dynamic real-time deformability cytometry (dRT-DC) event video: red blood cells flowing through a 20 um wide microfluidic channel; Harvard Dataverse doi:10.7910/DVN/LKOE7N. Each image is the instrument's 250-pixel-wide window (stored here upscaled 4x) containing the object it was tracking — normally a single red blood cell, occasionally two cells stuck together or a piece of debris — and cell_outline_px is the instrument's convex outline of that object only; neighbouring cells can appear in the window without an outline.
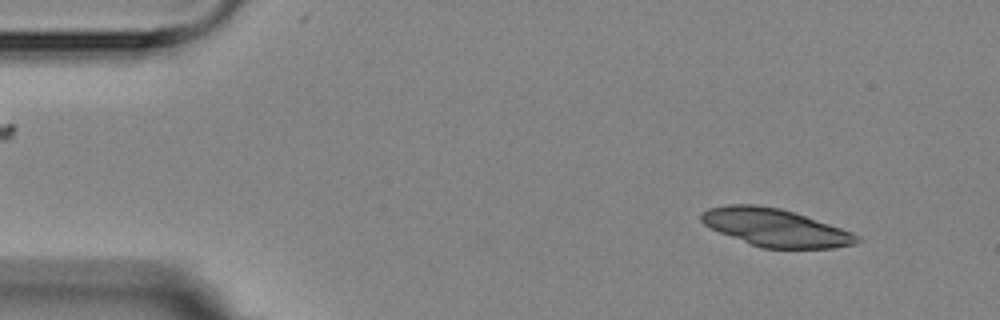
{"species": "Egyptian fruit bat (a non-hibernating species)", "species_latin": "Rousettus aegyptiacus", "temperature_condition": "room temperature", "stored_images_in_passage": 4, "camera_frame_rate_fps": 3000, "um_per_image_px": 0.085, "animal": {"sex": "female"}, "frame": {"image": 1, "passage_image": 1, "time_ms": 0.0, "image_size_px": [1000, 320], "cell_outline_px": [[860, 240], [856, 244], [832, 248], [760, 248], [720, 232], [704, 224], [700, 220], [700, 216], [708, 208], [728, 204], [756, 204], [780, 208], [852, 232]], "centroid_in_image_um": [65.87, 19.34], "position_along_channel_um": 19.1, "area_um2": 33.7}}